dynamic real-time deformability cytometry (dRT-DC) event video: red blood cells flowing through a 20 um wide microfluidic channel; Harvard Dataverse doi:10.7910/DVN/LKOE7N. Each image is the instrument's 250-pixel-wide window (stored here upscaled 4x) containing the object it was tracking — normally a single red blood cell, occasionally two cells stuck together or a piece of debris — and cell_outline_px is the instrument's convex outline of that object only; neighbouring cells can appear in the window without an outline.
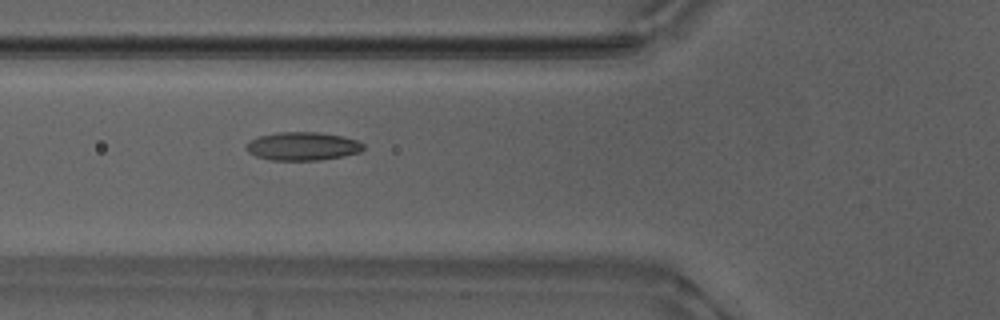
{"species": "Egyptian fruit bat (a non-hibernating species)", "species_latin": "Rousettus aegyptiacus", "temperature_condition": "warm", "stored_images_in_passage": 37, "camera_frame_rate_fps": 3000, "um_per_image_px": 0.085, "animal": {"sex": "male"}, "frame": {"image": 1, "passage_image": 8, "time_ms": 2.333, "image_size_px": [1000, 320], "cell_outline_px": [[364, 148], [360, 152], [344, 156], [320, 160], [272, 160], [256, 156], [248, 152], [244, 148], [244, 144], [248, 140], [260, 136], [276, 132], [320, 132], [344, 136], [356, 140], [364, 144]], "centroid_in_image_um": [25.7, 12.42], "position_along_channel_um": 100.1, "area_um2": 19.59}}
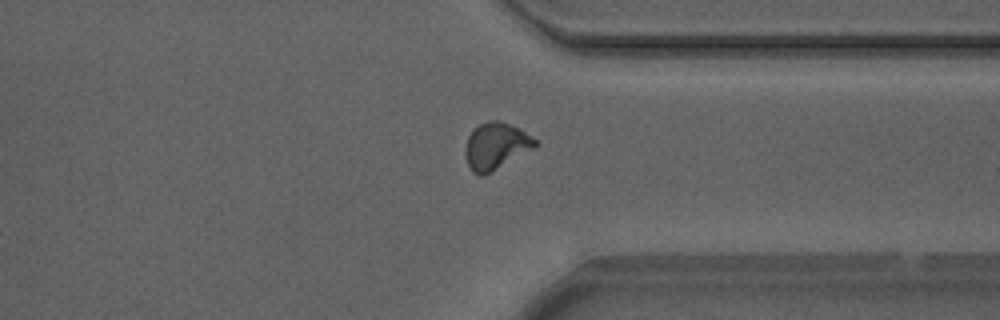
{"frame": {"image": 2, "passage_image": 29, "time_ms": 9.333, "image_size_px": [1000, 320], "cell_outline_px": [[536, 148], [484, 176], [480, 176], [472, 172], [468, 164], [464, 152], [464, 148], [468, 136], [480, 124], [488, 120], [496, 120], [520, 128], [532, 136], [536, 140]], "centroid_in_image_um": [42.16, 12.43], "position_along_channel_um": 369.2, "area_um2": 19.13}}
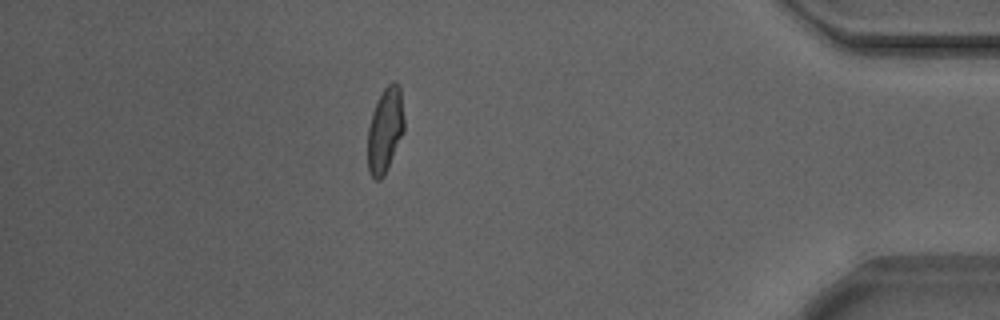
{"frame": {"image": 3, "passage_image": 35, "time_ms": 11.333, "image_size_px": [1000, 320], "cell_outline_px": [[404, 132], [384, 176], [380, 180], [376, 180], [368, 172], [368, 128], [372, 112], [384, 88], [392, 80], [396, 80], [400, 84], [404, 116]], "centroid_in_image_um": [32.75, 11.03], "position_along_channel_um": 402.4, "area_um2": 18.21}}